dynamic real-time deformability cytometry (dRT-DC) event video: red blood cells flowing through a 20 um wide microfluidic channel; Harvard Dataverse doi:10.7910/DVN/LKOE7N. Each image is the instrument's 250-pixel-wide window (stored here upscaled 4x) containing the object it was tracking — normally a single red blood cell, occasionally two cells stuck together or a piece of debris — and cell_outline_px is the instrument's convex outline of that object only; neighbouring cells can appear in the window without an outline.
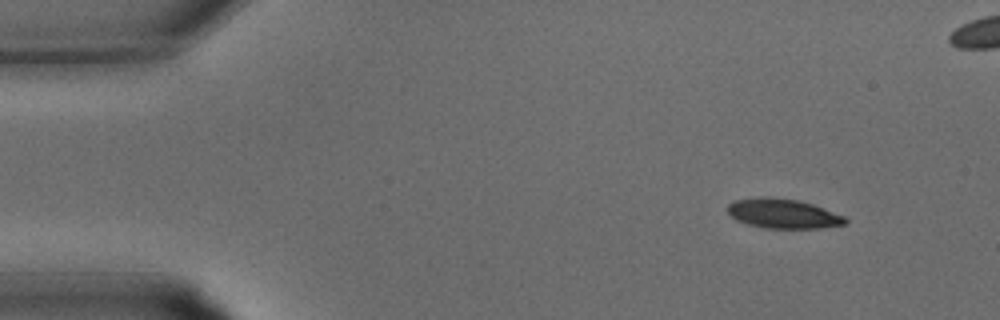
{"species": "common noctule bat (a hibernating species)", "species_latin": "Nyctalus noctula", "temperature_condition": "warm", "stored_images_in_passage": 8, "camera_frame_rate_fps": 3000, "um_per_image_px": 0.085, "animal": {"sex": "male", "body_mass_g": 15.6}, "frame": {"image": 1, "passage_image": 3, "time_ms": 0.667, "image_size_px": [1000, 320], "cell_outline_px": [[848, 220], [844, 224], [820, 228], [764, 228], [748, 224], [736, 220], [728, 212], [728, 204], [736, 200], [760, 196], [772, 196], [800, 200], [824, 208], [844, 216]], "centroid_in_image_um": [66.55, 18.14], "position_along_channel_um": 18.4, "area_um2": 20.35}}